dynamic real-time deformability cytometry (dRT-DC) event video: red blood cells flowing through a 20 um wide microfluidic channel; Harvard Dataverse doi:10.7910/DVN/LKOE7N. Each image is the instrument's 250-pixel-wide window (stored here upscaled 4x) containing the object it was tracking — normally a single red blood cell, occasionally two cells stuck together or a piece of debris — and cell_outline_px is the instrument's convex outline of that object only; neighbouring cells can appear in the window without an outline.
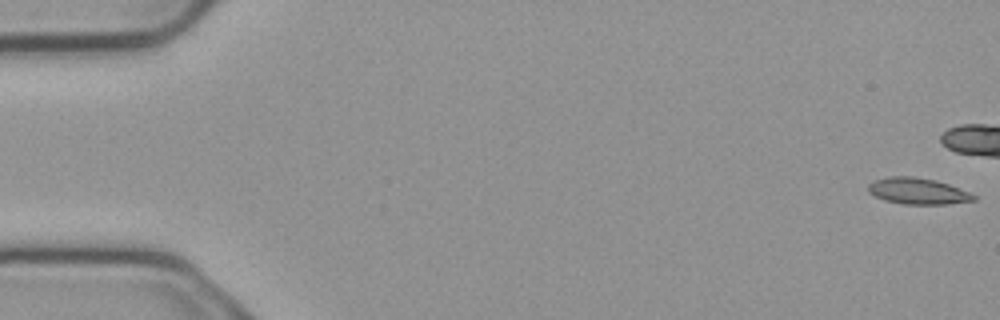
{"species": "common noctule bat (a hibernating species)", "species_latin": "Nyctalus noctula", "temperature_condition": "cold", "stored_images_in_passage": 16, "segment_of_instrument_passage": [1, 2], "camera_frame_rate_fps": 3000, "um_per_image_px": 0.085, "animal": {"sex": "male", "body_mass_g": 23.1, "forearm_length_mm": 52.7}, "frame": {"image": 1, "passage_image": 1, "time_ms": 0.0, "image_size_px": [1000, 320], "cell_outline_px": [[976, 200], [948, 204], [904, 204], [884, 200], [868, 192], [868, 184], [876, 180], [888, 176], [912, 176], [936, 180], [948, 184], [968, 192], [976, 196]], "centroid_in_image_um": [78.0, 16.24], "position_along_channel_um": 7.0, "area_um2": 16.07}}
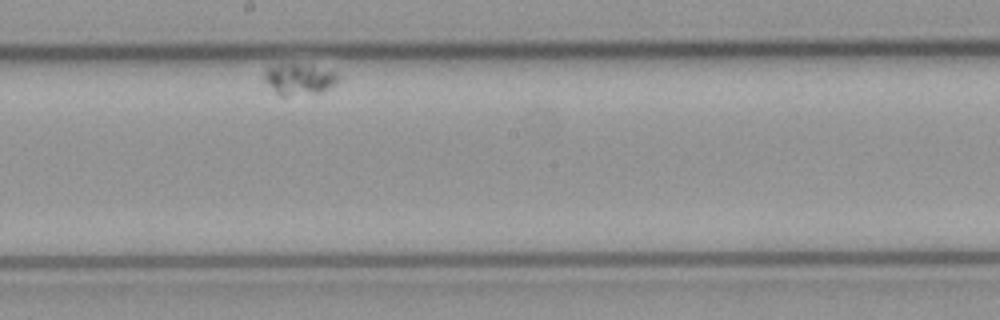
{"frame": {"image": 2, "passage_image": 12, "time_ms": 3.667, "image_size_px": [1000, 320], "cell_outline_px": [[336, 84], [320, 92], [284, 96], [280, 96], [264, 80], [264, 72], [268, 68], [280, 64], [296, 64], [332, 72], [336, 76]], "centroid_in_image_um": [25.35, 6.76], "position_along_channel_um": 222.9, "area_um2": 12.6}}
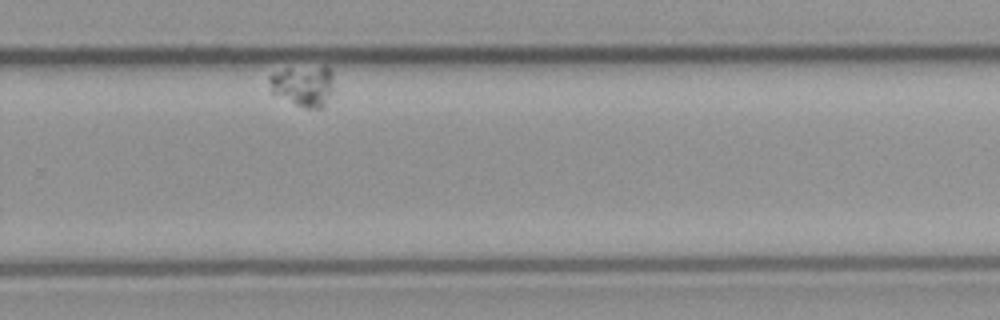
{"frame": {"image": 3, "passage_image": 15, "time_ms": 4.667, "image_size_px": [1000, 320], "cell_outline_px": [[332, 92], [324, 108], [304, 108], [272, 92], [268, 80], [268, 76], [272, 72], [288, 68], [324, 64], [332, 72]], "centroid_in_image_um": [25.79, 7.24], "position_along_channel_um": 304.0, "area_um2": 15.66}}